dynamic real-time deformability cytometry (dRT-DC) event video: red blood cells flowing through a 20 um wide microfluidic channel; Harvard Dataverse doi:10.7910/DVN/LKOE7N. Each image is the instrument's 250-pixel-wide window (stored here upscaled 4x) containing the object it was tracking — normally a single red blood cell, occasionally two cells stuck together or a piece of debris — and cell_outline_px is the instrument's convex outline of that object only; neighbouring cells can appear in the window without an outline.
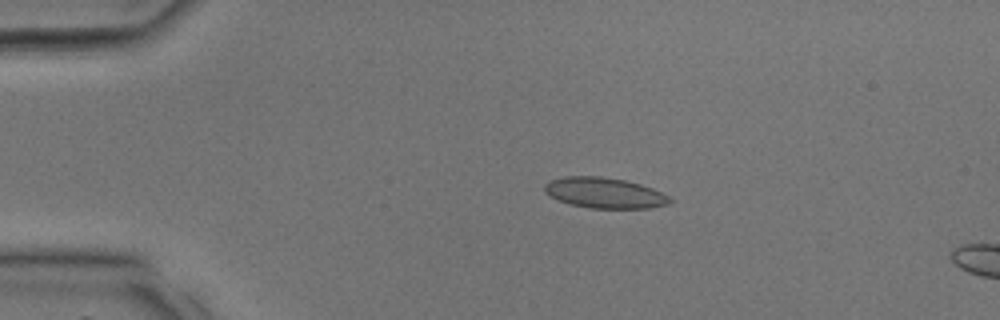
{"species": "common noctule bat (a hibernating species)", "species_latin": "Nyctalus noctula", "temperature_condition": "room temperature", "stored_images_in_passage": 11, "camera_frame_rate_fps": 3000, "um_per_image_px": 0.085, "animal": {"sex": "male", "body_mass_g": 17.9, "forearm_length_mm": 54.2}, "frame": {"image": 1, "passage_image": 8, "time_ms": 2.333, "image_size_px": [1000, 320], "cell_outline_px": [[672, 200], [668, 204], [652, 208], [588, 208], [568, 204], [548, 196], [544, 192], [544, 184], [552, 180], [564, 176], [600, 176], [624, 180], [640, 184], [652, 188], [668, 196]], "centroid_in_image_um": [51.34, 16.4], "position_along_channel_um": 33.7, "area_um2": 22.43}}